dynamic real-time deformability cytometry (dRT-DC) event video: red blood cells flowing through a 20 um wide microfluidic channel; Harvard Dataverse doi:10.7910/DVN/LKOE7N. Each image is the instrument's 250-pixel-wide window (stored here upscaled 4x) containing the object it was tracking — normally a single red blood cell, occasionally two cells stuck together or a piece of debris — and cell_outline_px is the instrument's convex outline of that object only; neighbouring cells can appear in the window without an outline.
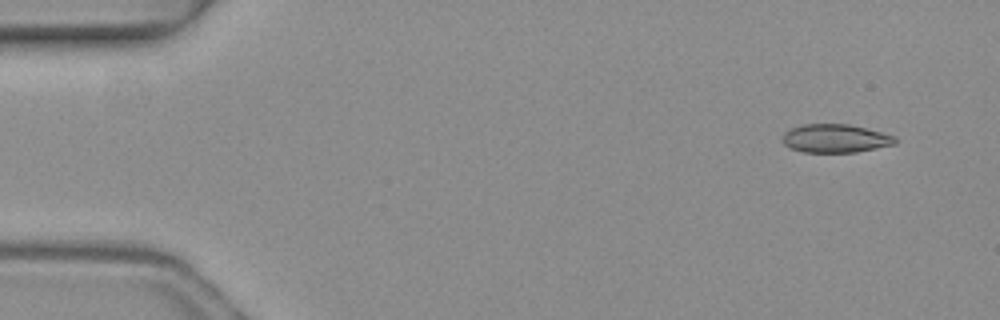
{"species": "common noctule bat (a hibernating species)", "species_latin": "Nyctalus noctula", "temperature_condition": "warm", "stored_images_in_passage": 4, "camera_frame_rate_fps": 3000, "um_per_image_px": 0.085, "animal": {"sex": "female", "body_mass_g": 19.3, "forearm_length_mm": 54.1}, "frame": {"image": 1, "passage_image": 1, "time_ms": 0.0, "image_size_px": [1000, 320], "cell_outline_px": [[896, 144], [856, 152], [804, 152], [792, 148], [784, 144], [780, 140], [784, 132], [792, 128], [804, 124], [848, 124], [896, 136]], "centroid_in_image_um": [70.98, 11.77], "position_along_channel_um": 14.0, "area_um2": 18.55}}
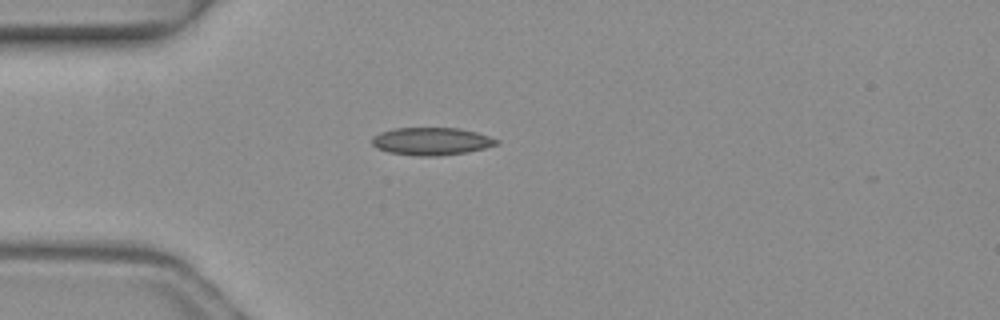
{"frame": {"image": 2, "passage_image": 4, "time_ms": 1.0, "image_size_px": [1000, 320], "cell_outline_px": [[500, 144], [468, 152], [440, 156], [420, 156], [388, 152], [376, 148], [372, 144], [372, 136], [380, 132], [392, 128], [460, 128], [476, 132], [500, 140]], "centroid_in_image_um": [36.67, 12.01], "position_along_channel_um": 48.3, "area_um2": 20.23}}